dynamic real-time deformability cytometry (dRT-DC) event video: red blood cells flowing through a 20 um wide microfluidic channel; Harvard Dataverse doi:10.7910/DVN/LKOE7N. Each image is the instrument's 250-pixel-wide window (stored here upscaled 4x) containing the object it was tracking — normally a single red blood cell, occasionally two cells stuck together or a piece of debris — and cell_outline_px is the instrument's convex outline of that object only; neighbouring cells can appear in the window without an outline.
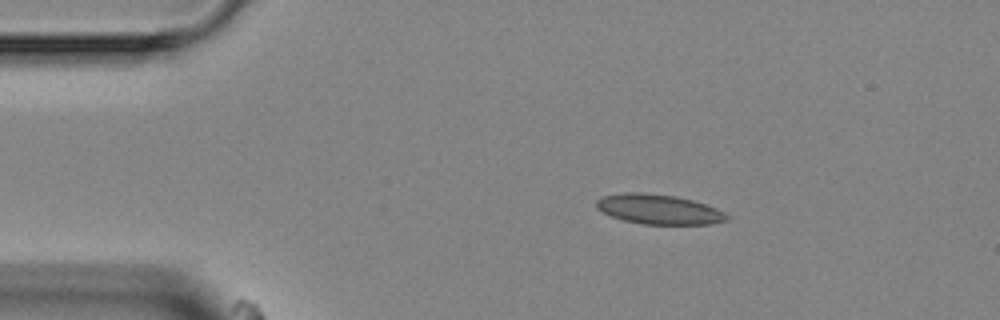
{"species": "Egyptian fruit bat (a non-hibernating species)", "species_latin": "Rousettus aegyptiacus", "temperature_condition": "room temperature", "stored_images_in_passage": 26, "camera_frame_rate_fps": 3000, "um_per_image_px": 0.085, "animal": {"sex": "female"}, "frame": {"image": 1, "passage_image": 1, "time_ms": 0.0, "image_size_px": [1000, 320], "cell_outline_px": [[728, 220], [712, 224], [640, 224], [624, 220], [612, 216], [596, 208], [596, 200], [604, 196], [624, 192], [640, 192], [676, 196], [692, 200], [716, 208], [724, 212], [728, 216]], "centroid_in_image_um": [55.99, 17.79], "position_along_channel_um": 29.0, "area_um2": 22.54}}